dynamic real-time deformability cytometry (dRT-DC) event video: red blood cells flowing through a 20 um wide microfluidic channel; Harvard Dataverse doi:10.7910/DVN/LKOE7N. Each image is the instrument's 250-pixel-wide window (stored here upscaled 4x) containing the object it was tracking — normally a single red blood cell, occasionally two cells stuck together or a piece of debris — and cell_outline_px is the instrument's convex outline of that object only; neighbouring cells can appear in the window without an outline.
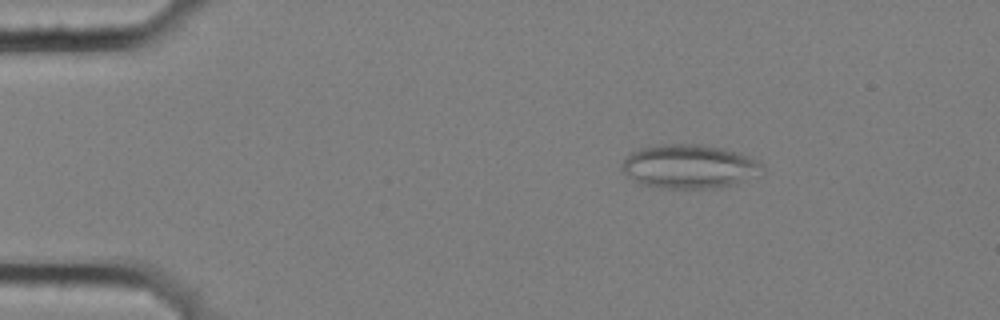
{"species": "common noctule bat (a hibernating species)", "species_latin": "Nyctalus noctula", "temperature_condition": "cold", "stored_images_in_passage": 5, "camera_frame_rate_fps": 3000, "um_per_image_px": 0.085, "animal": {"sex": "female", "body_mass_g": 25.1}, "frame": {"image": 1, "passage_image": 2, "time_ms": 0.333, "image_size_px": [1000, 320], "cell_outline_px": [[764, 164], [736, 184], [716, 188], [660, 188], [640, 184], [632, 180], [624, 172], [620, 164], [632, 152], [640, 148], [660, 144], [696, 144], [720, 148], [736, 152], [748, 156]], "centroid_in_image_um": [58.46, 14.15], "position_along_channel_um": 26.5, "area_um2": 35.14}}
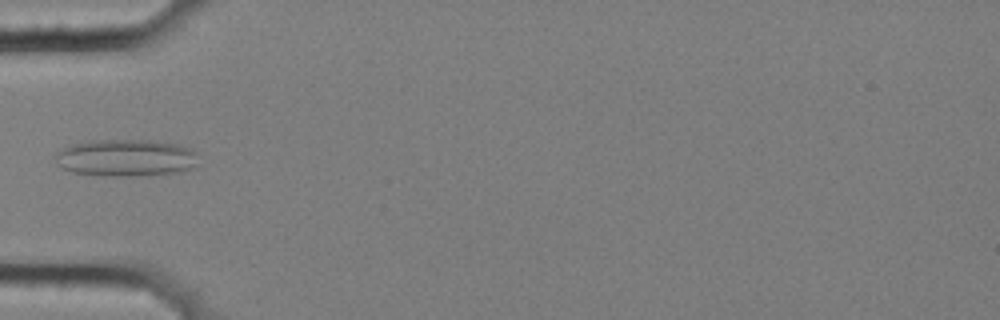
{"frame": {"image": 2, "passage_image": 5, "time_ms": 1.333, "image_size_px": [1000, 320], "cell_outline_px": [[196, 164], [192, 168], [180, 172], [128, 176], [112, 176], [72, 172], [60, 168], [56, 164], [56, 152], [72, 144], [88, 140], [148, 140], [176, 144], [192, 148], [196, 152]], "centroid_in_image_um": [10.68, 13.41], "position_along_channel_um": 74.3, "area_um2": 30.92}}